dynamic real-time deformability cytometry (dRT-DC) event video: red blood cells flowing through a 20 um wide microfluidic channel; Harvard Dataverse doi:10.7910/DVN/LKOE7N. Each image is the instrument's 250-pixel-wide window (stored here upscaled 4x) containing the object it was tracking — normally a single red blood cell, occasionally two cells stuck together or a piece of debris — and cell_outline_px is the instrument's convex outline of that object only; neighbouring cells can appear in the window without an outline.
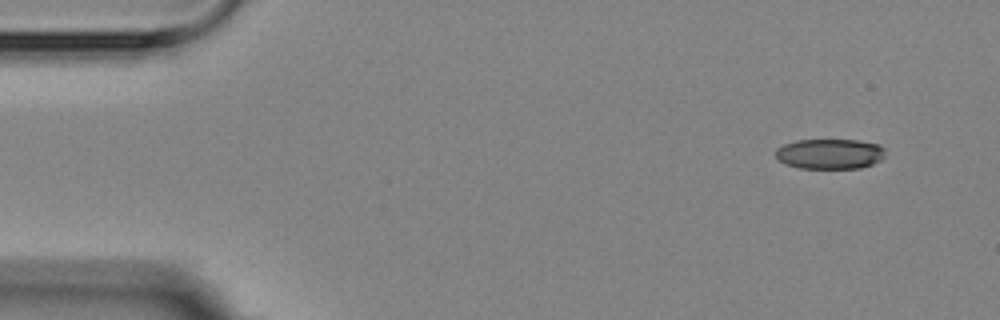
{"species": "Egyptian fruit bat (a non-hibernating species)", "species_latin": "Rousettus aegyptiacus", "temperature_condition": "room temperature", "stored_images_in_passage": 3, "camera_frame_rate_fps": 3000, "um_per_image_px": 0.085, "animal": {"sex": "female"}, "frame": {"image": 1, "passage_image": 1, "time_ms": 0.0, "image_size_px": [1000, 320], "cell_outline_px": [[884, 156], [880, 160], [872, 164], [860, 168], [800, 168], [784, 164], [776, 156], [776, 148], [784, 144], [796, 140], [860, 140], [880, 144], [884, 148]], "centroid_in_image_um": [70.54, 13.07], "position_along_channel_um": 14.5, "area_um2": 19.36}}